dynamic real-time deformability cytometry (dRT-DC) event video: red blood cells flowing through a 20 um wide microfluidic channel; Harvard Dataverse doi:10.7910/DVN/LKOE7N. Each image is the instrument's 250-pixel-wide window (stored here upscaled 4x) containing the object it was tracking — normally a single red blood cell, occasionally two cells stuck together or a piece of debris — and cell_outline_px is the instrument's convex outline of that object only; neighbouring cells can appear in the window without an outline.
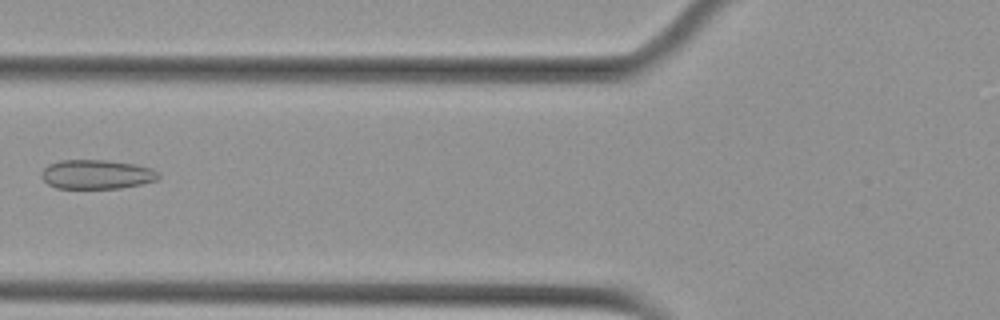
{"species": "Egyptian fruit bat (a non-hibernating species)", "species_latin": "Rousettus aegyptiacus", "temperature_condition": "cold", "stored_images_in_passage": 8, "camera_frame_rate_fps": 3000, "um_per_image_px": 0.085, "animal": {"sex": "female"}, "frame": {"image": 1, "passage_image": 7, "time_ms": 2.0, "image_size_px": [1000, 320], "cell_outline_px": [[160, 176], [156, 180], [144, 184], [120, 188], [56, 188], [48, 184], [40, 176], [40, 172], [48, 164], [60, 160], [108, 160], [136, 164], [152, 168], [160, 172]], "centroid_in_image_um": [8.23, 14.81], "position_along_channel_um": 117.6, "area_um2": 20.23}}
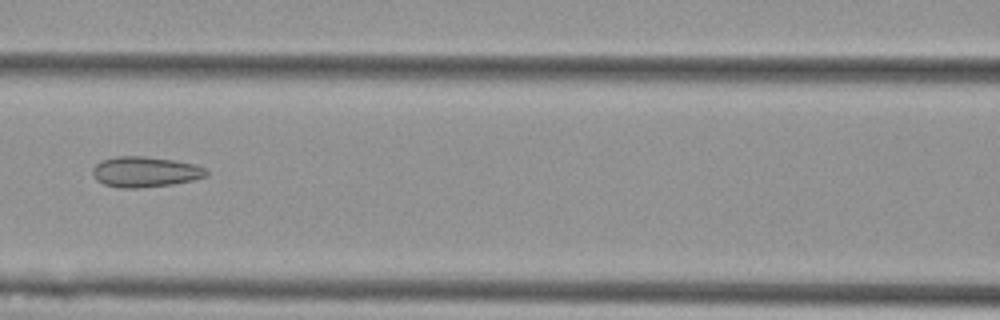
{"frame": {"image": 2, "passage_image": 8, "time_ms": 2.333, "image_size_px": [1000, 320], "cell_outline_px": [[208, 176], [192, 180], [172, 184], [136, 188], [120, 188], [104, 184], [96, 180], [92, 176], [92, 168], [100, 160], [116, 156], [144, 156], [176, 160], [196, 164], [204, 168], [208, 172]], "centroid_in_image_um": [12.31, 14.6], "position_along_channel_um": 154.3, "area_um2": 20.4}}